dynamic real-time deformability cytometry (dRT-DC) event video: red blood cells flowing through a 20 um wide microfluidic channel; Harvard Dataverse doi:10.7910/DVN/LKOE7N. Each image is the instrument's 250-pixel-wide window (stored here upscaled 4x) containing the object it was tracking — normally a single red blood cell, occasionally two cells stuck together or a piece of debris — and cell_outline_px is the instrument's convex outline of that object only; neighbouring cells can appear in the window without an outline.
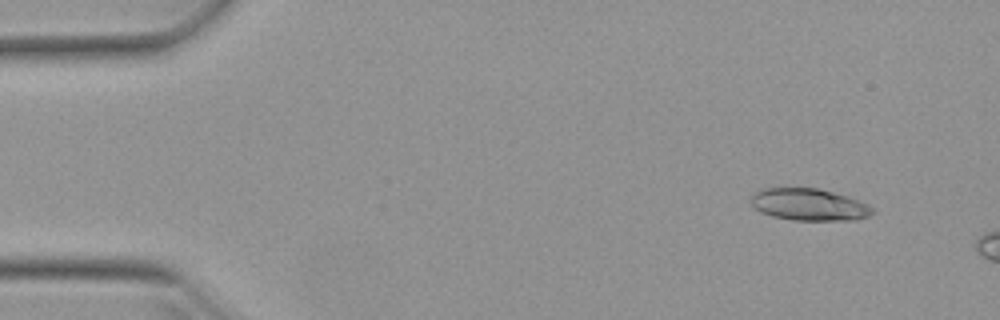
{"species": "Egyptian fruit bat (a non-hibernating species)", "species_latin": "Rousettus aegyptiacus", "temperature_condition": "warm", "stored_images_in_passage": 10, "camera_frame_rate_fps": 3000, "um_per_image_px": 0.085, "animal": {"sex": "female"}, "frame": {"image": 1, "passage_image": 5, "time_ms": 1.333, "image_size_px": [1000, 320], "cell_outline_px": [[876, 212], [868, 216], [856, 220], [792, 220], [772, 216], [760, 212], [752, 204], [752, 196], [756, 192], [764, 188], [816, 188], [848, 196], [868, 204]], "centroid_in_image_um": [68.8, 17.4], "position_along_channel_um": 16.2, "area_um2": 22.54}}